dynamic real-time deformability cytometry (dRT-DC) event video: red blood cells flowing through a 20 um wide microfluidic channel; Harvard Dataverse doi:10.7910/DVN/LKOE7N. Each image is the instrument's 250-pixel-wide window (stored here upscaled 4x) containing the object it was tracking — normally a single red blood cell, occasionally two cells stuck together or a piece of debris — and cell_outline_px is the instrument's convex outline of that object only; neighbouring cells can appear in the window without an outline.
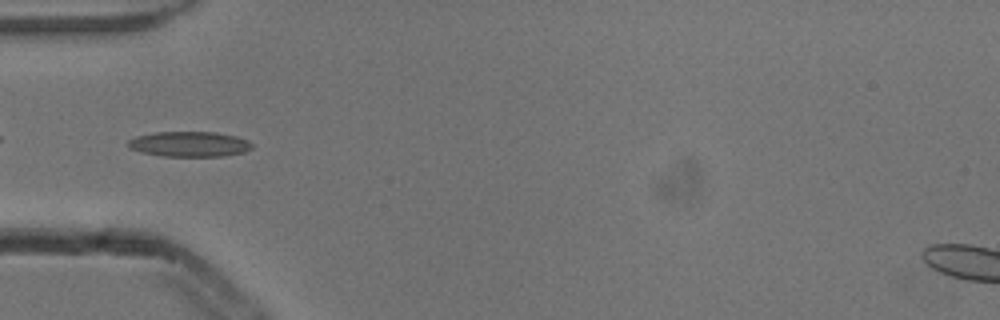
{"species": "common noctule bat (a hibernating species)", "species_latin": "Nyctalus noctula", "temperature_condition": "cold", "stored_images_in_passage": 4, "camera_frame_rate_fps": 3000, "um_per_image_px": 0.085, "animal": {"sex": "male", "body_mass_g": 13.3}, "frame": {"image": 1, "passage_image": 4, "time_ms": 1.0, "image_size_px": [1000, 320], "cell_outline_px": [[252, 148], [244, 152], [220, 156], [164, 156], [144, 152], [128, 148], [128, 140], [136, 136], [156, 132], [212, 132], [236, 136], [248, 140], [252, 144]], "centroid_in_image_um": [16.1, 12.24], "position_along_channel_um": 68.9, "area_um2": 18.03}}